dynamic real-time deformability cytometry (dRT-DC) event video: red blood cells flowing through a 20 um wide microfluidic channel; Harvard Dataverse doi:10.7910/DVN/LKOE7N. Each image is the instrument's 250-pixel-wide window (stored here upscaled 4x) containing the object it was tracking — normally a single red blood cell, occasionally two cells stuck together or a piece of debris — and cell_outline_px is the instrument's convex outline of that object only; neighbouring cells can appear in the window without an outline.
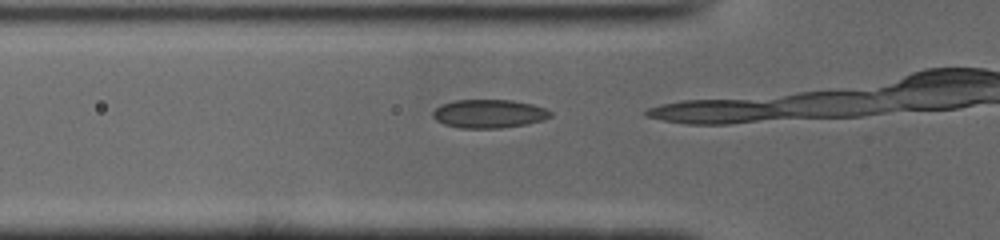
{"species": "common noctule bat (a hibernating species)", "species_latin": "Nyctalus noctula", "temperature_condition": "cold", "stored_images_in_passage": 14, "camera_frame_rate_fps": 3000, "um_per_image_px": 0.085, "animal": {"sex": "male", "body_mass_g": 19.0, "forearm_length_mm": 50.8}, "frame": {"image": 1, "passage_image": 12, "time_ms": 3.667, "image_size_px": [1000, 240], "cell_outline_px": [[552, 116], [544, 120], [528, 124], [500, 128], [460, 128], [444, 124], [436, 120], [432, 116], [432, 112], [440, 104], [456, 100], [512, 100], [532, 104], [544, 108], [552, 112]], "centroid_in_image_um": [41.56, 9.67], "position_along_channel_um": 84.2, "area_um2": 19.65}}